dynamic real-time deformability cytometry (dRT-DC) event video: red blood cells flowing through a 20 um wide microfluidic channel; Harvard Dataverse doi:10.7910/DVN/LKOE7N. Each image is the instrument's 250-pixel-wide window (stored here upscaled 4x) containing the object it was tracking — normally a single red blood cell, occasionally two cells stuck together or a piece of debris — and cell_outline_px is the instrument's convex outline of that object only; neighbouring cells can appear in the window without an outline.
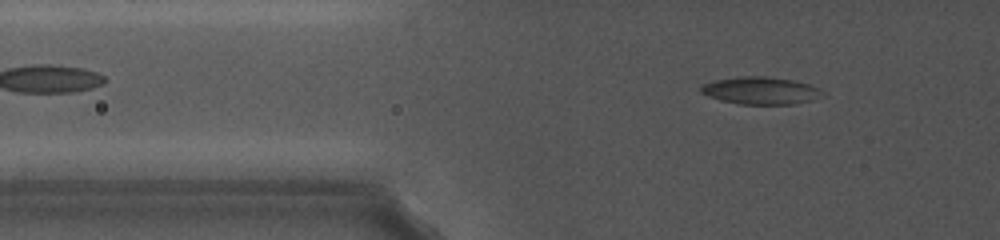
{"species": "common noctule bat (a hibernating species)", "species_latin": "Nyctalus noctula", "temperature_condition": "cold", "stored_images_in_passage": 53, "camera_frame_rate_fps": 5000, "um_per_image_px": 0.085, "animal": {"sex": "female", "body_mass_g": 19.0, "forearm_length_mm": 56.7}, "frame": {"image": 1, "passage_image": 18, "time_ms": 5.8, "image_size_px": [1000, 240], "cell_outline_px": [[824, 96], [792, 104], [740, 104], [724, 100], [700, 92], [700, 88], [704, 84], [716, 80], [744, 76], [764, 76], [792, 80], [808, 84], [820, 88], [824, 92]], "centroid_in_image_um": [64.71, 7.69], "position_along_channel_um": 61.1, "area_um2": 18.96}}
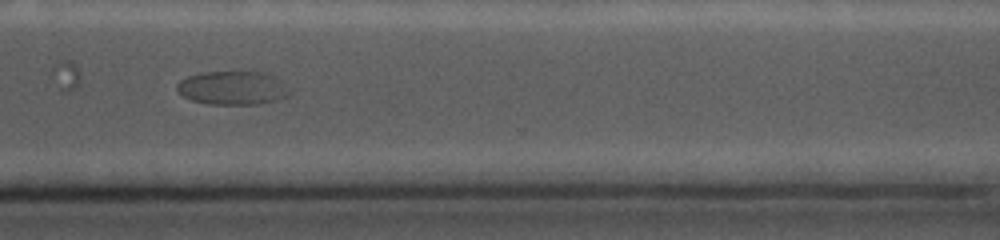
{"frame": {"image": 2, "passage_image": 45, "time_ms": 14.8, "image_size_px": [1000, 240], "cell_outline_px": [[288, 92], [284, 96], [272, 100], [256, 104], [208, 104], [192, 100], [176, 92], [176, 84], [180, 80], [188, 76], [204, 72], [264, 72], [272, 76]], "centroid_in_image_um": [19.62, 7.47], "position_along_channel_um": 351.0, "area_um2": 21.33}}
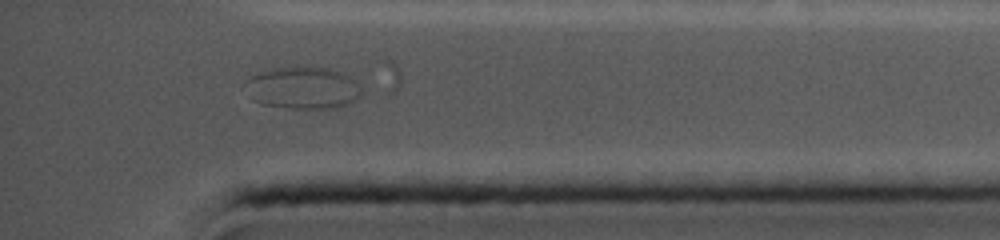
{"frame": {"image": 3, "passage_image": 50, "time_ms": 16.4, "image_size_px": [1000, 240], "cell_outline_px": [[360, 96], [344, 104], [332, 108], [292, 108], [264, 104], [252, 100], [244, 84], [244, 80], [252, 76], [272, 68], [328, 68], [340, 72], [356, 80], [360, 88]], "centroid_in_image_um": [25.71, 7.47], "position_along_channel_um": 409.5, "area_um2": 27.86}}